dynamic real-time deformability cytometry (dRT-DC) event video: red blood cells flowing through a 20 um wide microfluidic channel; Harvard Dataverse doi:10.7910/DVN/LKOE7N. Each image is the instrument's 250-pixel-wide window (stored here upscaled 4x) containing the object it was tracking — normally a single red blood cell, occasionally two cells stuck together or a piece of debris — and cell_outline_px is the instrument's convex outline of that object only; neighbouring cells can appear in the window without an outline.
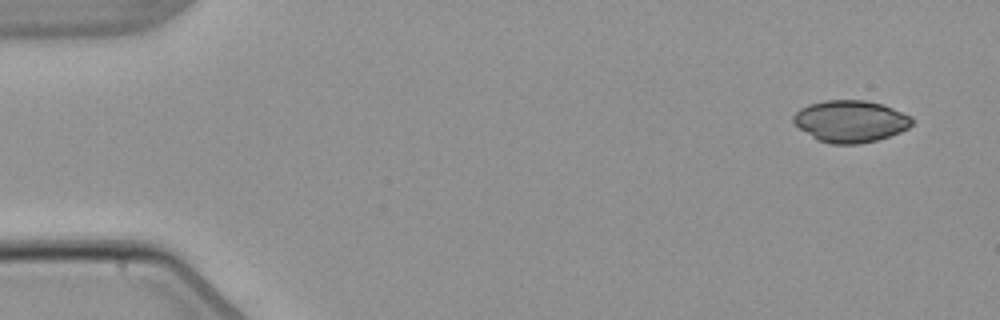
{"species": "common noctule bat (a hibernating species)", "species_latin": "Nyctalus noctula", "temperature_condition": "warm", "stored_images_in_passage": 4, "camera_frame_rate_fps": 3000, "um_per_image_px": 0.085, "animal": {"sex": "male", "body_mass_g": 21.5, "forearm_length_mm": 52.0}, "frame": {"image": 1, "passage_image": 1, "time_ms": 0.0, "image_size_px": [1000, 320], "cell_outline_px": [[912, 124], [908, 128], [900, 132], [876, 140], [856, 144], [832, 144], [820, 140], [812, 136], [800, 128], [792, 120], [792, 116], [800, 108], [808, 104], [824, 100], [864, 100], [884, 104], [912, 116]], "centroid_in_image_um": [72.3, 10.29], "position_along_channel_um": 12.7, "area_um2": 28.84}}